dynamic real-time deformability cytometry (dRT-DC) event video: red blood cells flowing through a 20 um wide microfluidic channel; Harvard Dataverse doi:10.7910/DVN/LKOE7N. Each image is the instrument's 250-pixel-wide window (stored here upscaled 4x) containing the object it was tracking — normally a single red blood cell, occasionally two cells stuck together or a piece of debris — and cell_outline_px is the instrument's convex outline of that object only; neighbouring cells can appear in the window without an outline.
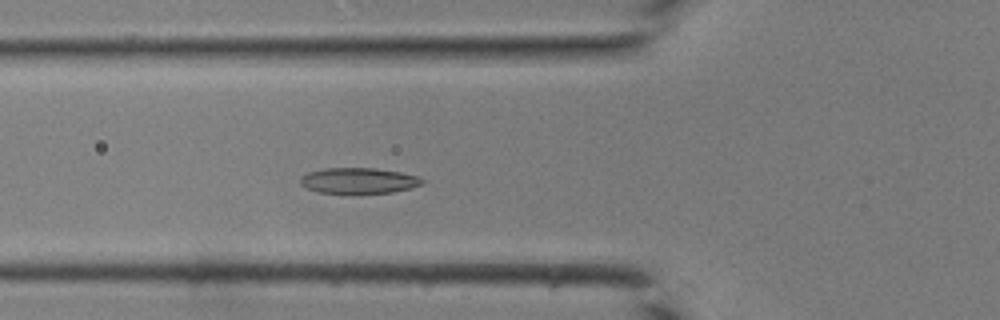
{"species": "common noctule bat (a hibernating species)", "species_latin": "Nyctalus noctula", "temperature_condition": "room temperature", "stored_images_in_passage": 34, "camera_frame_rate_fps": 3000, "um_per_image_px": 0.085, "animal": {"sex": "male", "body_mass_g": 19.0, "forearm_length_mm": 50.8}, "frame": {"image": 1, "passage_image": 8, "time_ms": 2.333, "image_size_px": [1000, 320], "cell_outline_px": [[424, 180], [420, 184], [412, 188], [392, 192], [320, 192], [308, 188], [300, 184], [300, 176], [308, 172], [324, 168], [376, 168], [400, 172], [416, 176]], "centroid_in_image_um": [30.46, 15.33], "position_along_channel_um": 95.3, "area_um2": 17.86}}
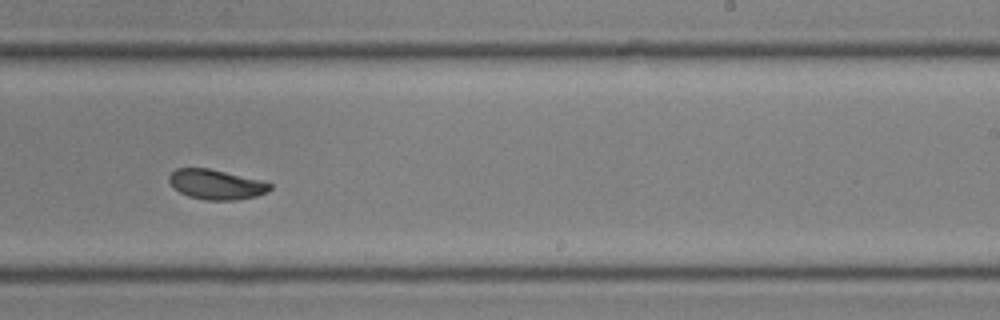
{"frame": {"image": 2, "passage_image": 19, "time_ms": 6.0, "image_size_px": [1000, 320], "cell_outline_px": [[272, 188], [256, 196], [236, 200], [204, 200], [188, 196], [180, 192], [168, 180], [168, 176], [176, 168], [208, 168], [260, 180], [272, 184]], "centroid_in_image_um": [18.35, 15.68], "position_along_channel_um": 270.6, "area_um2": 17.34}}
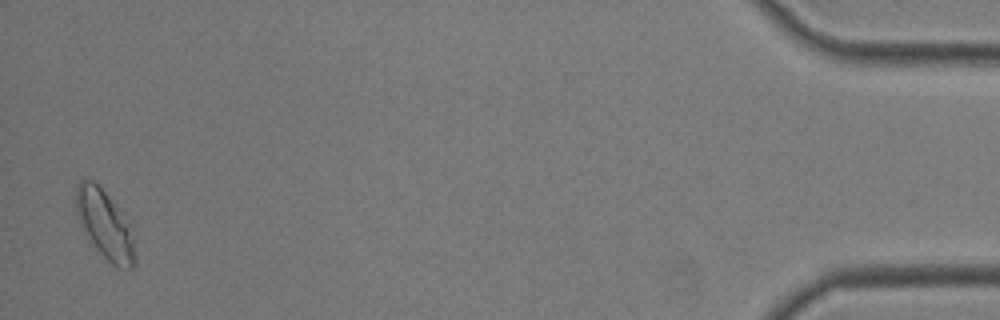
{"frame": {"image": 3, "passage_image": 34, "time_ms": 11.0, "image_size_px": [1000, 320], "cell_outline_px": [[132, 268], [116, 268], [96, 248], [80, 224], [76, 212], [76, 184], [80, 180], [92, 180], [108, 196], [116, 208], [132, 240]], "centroid_in_image_um": [8.79, 19.06], "position_along_channel_um": 426.4, "area_um2": 21.68}}